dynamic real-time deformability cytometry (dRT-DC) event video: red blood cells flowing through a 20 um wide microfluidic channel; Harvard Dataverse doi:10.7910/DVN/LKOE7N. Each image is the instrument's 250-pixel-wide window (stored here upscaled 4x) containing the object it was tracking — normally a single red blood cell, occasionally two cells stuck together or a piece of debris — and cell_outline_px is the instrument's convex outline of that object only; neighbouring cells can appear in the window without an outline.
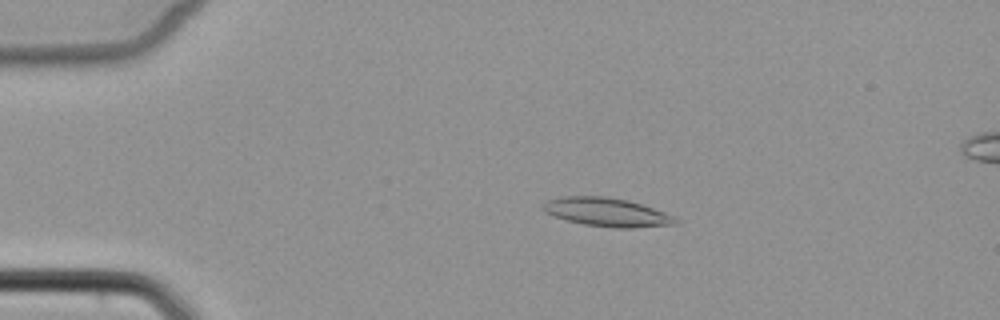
{"species": "common noctule bat (a hibernating species)", "species_latin": "Nyctalus noctula", "temperature_condition": "cold", "stored_images_in_passage": 4, "camera_frame_rate_fps": 3000, "um_per_image_px": 0.085, "animal": {"sex": "female", "body_mass_g": 22.7, "forearm_length_mm": 54.2}, "frame": {"image": 1, "passage_image": 2, "time_ms": 2.0, "image_size_px": [1000, 320], "cell_outline_px": [[680, 220], [676, 224], [632, 228], [616, 228], [584, 224], [552, 216], [544, 212], [544, 204], [548, 200], [564, 196], [604, 196], [628, 200], [664, 212]], "centroid_in_image_um": [51.58, 18.04], "position_along_channel_um": 33.4, "area_um2": 21.85}}